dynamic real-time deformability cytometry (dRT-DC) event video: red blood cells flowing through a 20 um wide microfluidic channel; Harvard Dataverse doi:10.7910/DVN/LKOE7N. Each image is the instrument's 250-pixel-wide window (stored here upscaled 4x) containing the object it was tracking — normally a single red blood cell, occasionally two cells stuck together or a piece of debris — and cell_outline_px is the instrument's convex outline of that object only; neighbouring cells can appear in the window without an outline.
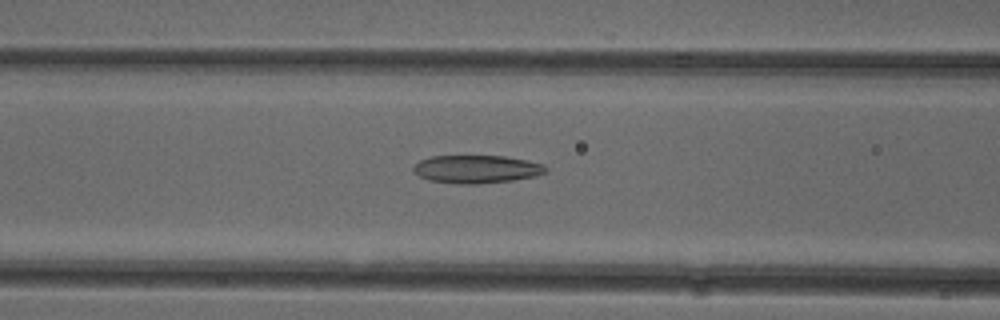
{"species": "common noctule bat (a hibernating species)", "species_latin": "Nyctalus noctula", "temperature_condition": "cold", "stored_images_in_passage": 52, "camera_frame_rate_fps": 3000, "um_per_image_px": 0.085, "animal": {"sex": "female"}, "frame": {"image": 1, "passage_image": 21, "time_ms": 6.667, "image_size_px": [1000, 320], "cell_outline_px": [[548, 172], [536, 176], [512, 180], [480, 184], [460, 184], [428, 180], [420, 176], [412, 168], [420, 160], [432, 156], [504, 156], [528, 160], [544, 164], [548, 168]], "centroid_in_image_um": [40.56, 14.38], "position_along_channel_um": 126.0, "area_um2": 21.68}}
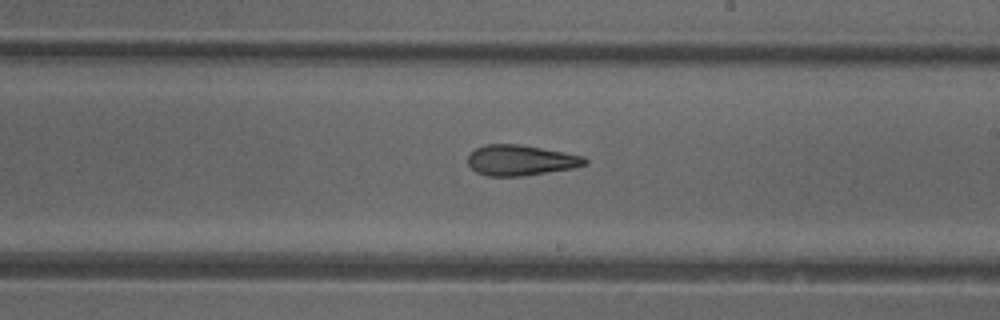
{"frame": {"image": 2, "passage_image": 30, "time_ms": 9.667, "image_size_px": [1000, 320], "cell_outline_px": [[588, 164], [572, 168], [524, 176], [488, 176], [476, 172], [468, 164], [468, 156], [476, 148], [488, 144], [520, 144], [564, 152], [584, 156], [588, 160]], "centroid_in_image_um": [44.27, 13.62], "position_along_channel_um": 244.7, "area_um2": 20.81}}
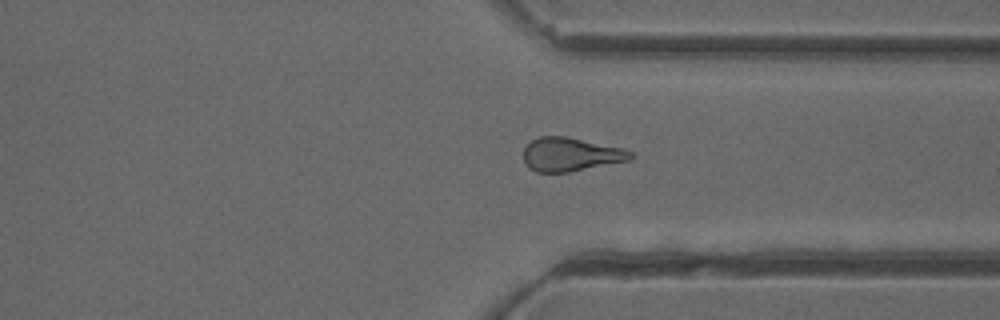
{"frame": {"image": 3, "passage_image": 39, "time_ms": 12.667, "image_size_px": [1000, 320], "cell_outline_px": [[636, 156], [632, 160], [568, 172], [536, 172], [528, 168], [524, 160], [524, 148], [532, 140], [540, 136], [564, 136], [624, 148], [632, 152]], "centroid_in_image_um": [48.54, 13.13], "position_along_channel_um": 362.9, "area_um2": 21.1}, "authors_computed_cell_mechanics": {"area_um2": 21.9062, "velocity_mm_per_s": 3.955, "shape_relaxation_time_tau1_ms": null, "shape_relaxation_time_tau2_ms": 4.1528, "deformation_change_tau1": null, "deformation_change_tau2": 0.1538}}